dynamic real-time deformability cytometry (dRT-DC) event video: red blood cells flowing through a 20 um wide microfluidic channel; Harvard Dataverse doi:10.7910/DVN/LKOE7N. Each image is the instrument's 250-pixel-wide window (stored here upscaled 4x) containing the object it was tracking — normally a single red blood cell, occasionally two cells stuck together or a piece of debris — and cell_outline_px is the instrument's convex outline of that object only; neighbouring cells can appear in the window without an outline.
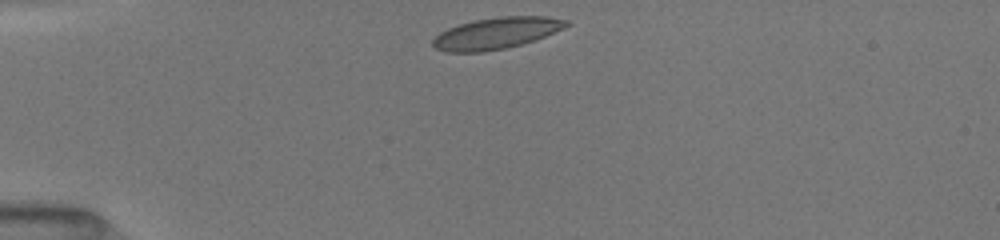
{"species": "common noctule bat (a hibernating species)", "species_latin": "Nyctalus noctula", "temperature_condition": "room temperature", "stored_images_in_passage": 39, "camera_frame_rate_fps": 3000, "um_per_image_px": 0.085, "animal": {"sex": "female", "body_mass_g": 19.5, "forearm_length_mm": 54.1}, "frame": {"image": 1, "passage_image": 1, "time_ms": 0.0, "image_size_px": [1000, 240], "cell_outline_px": [[572, 24], [564, 28], [544, 36], [520, 44], [504, 48], [484, 52], [444, 52], [436, 48], [432, 44], [432, 40], [440, 32], [448, 28], [460, 24], [476, 20], [500, 16], [548, 16], [568, 20]], "centroid_in_image_um": [42.19, 2.81], "position_along_channel_um": 42.8, "area_um2": 24.33}}
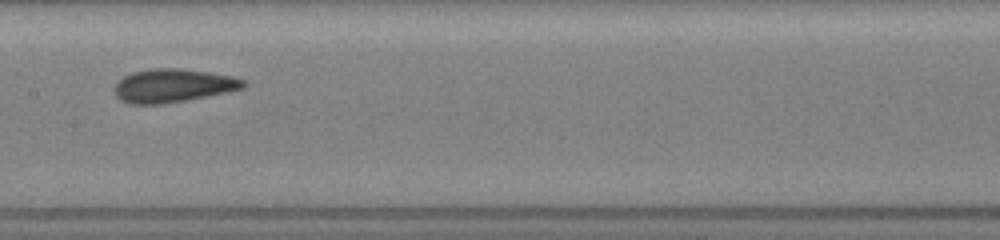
{"frame": {"image": 2, "passage_image": 15, "time_ms": 4.667, "image_size_px": [1000, 240], "cell_outline_px": [[248, 84], [244, 88], [228, 92], [184, 100], [160, 104], [132, 104], [120, 100], [116, 96], [112, 88], [124, 76], [132, 72], [152, 68], [176, 68], [208, 72], [232, 76], [244, 80]], "centroid_in_image_um": [14.69, 7.27], "position_along_channel_um": 192.7, "area_um2": 25.03}}
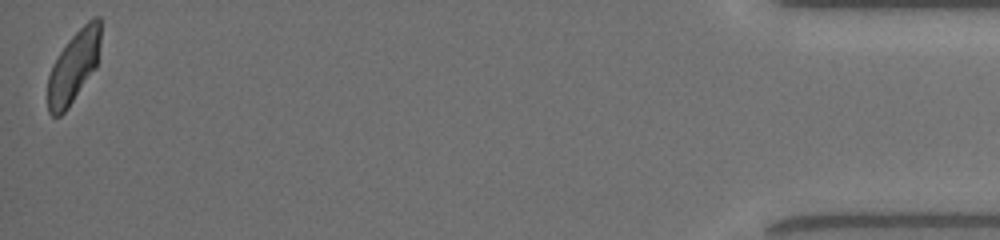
{"frame": {"image": 3, "passage_image": 39, "time_ms": 12.667, "image_size_px": [1000, 240], "cell_outline_px": [[100, 44], [96, 68], [68, 108], [60, 116], [52, 116], [48, 112], [48, 76], [52, 64], [68, 40], [92, 16], [100, 16]], "centroid_in_image_um": [6.26, 5.67], "position_along_channel_um": 428.9, "area_um2": 22.08}, "authors_computed_cell_mechanics": {"area_um2": 24.0448, "velocity_mm_per_s": 3.9941, "shape_relaxation_time_tau1_ms": 3.2662, "shape_relaxation_time_tau2_ms": 0.9308, "deformation_change_tau1": 0.1203, "deformation_change_tau2": 0.0577}}